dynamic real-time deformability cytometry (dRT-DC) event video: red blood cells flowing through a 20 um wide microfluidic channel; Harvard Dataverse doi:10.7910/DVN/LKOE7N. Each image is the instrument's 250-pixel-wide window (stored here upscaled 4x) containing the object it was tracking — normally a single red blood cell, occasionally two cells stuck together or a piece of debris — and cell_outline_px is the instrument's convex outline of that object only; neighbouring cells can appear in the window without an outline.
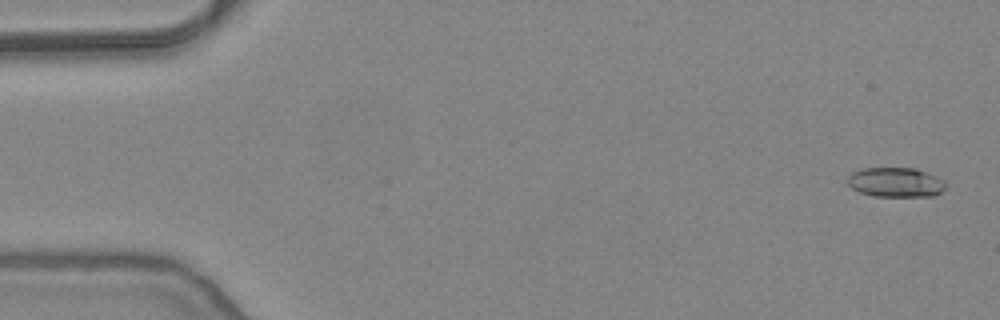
{"species": "common noctule bat (a hibernating species)", "species_latin": "Nyctalus noctula", "temperature_condition": "warm", "stored_images_in_passage": 50, "camera_frame_rate_fps": 3000, "um_per_image_px": 0.085, "animal": {"sex": "female", "body_mass_g": 24.6, "forearm_length_mm": 56.2}, "frame": {"image": 1, "passage_image": 2, "time_ms": 0.333, "image_size_px": [1000, 320], "cell_outline_px": [[944, 188], [936, 196], [876, 196], [860, 192], [852, 188], [848, 184], [848, 176], [852, 172], [864, 168], [916, 168], [936, 176], [944, 180]], "centroid_in_image_um": [76.13, 15.49], "position_along_channel_um": 8.9, "area_um2": 16.82}}
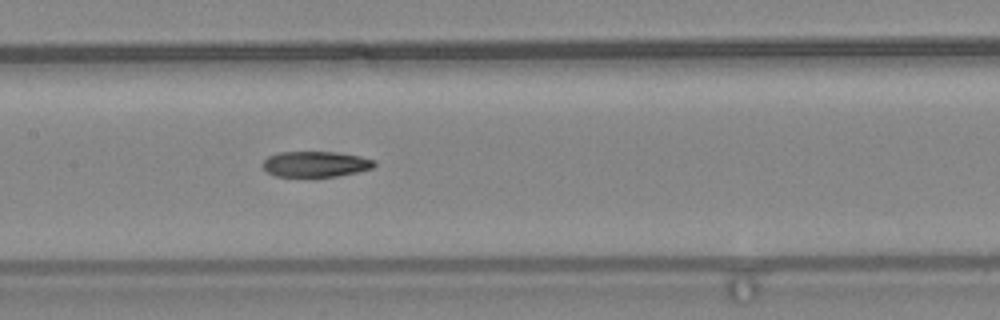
{"frame": {"image": 2, "passage_image": 26, "time_ms": 8.333, "image_size_px": [1000, 320], "cell_outline_px": [[376, 164], [372, 168], [356, 172], [336, 176], [276, 176], [268, 172], [264, 168], [264, 160], [268, 156], [280, 152], [332, 152], [360, 156], [376, 160]], "centroid_in_image_um": [26.84, 13.94], "position_along_channel_um": 180.6, "area_um2": 16.42}}
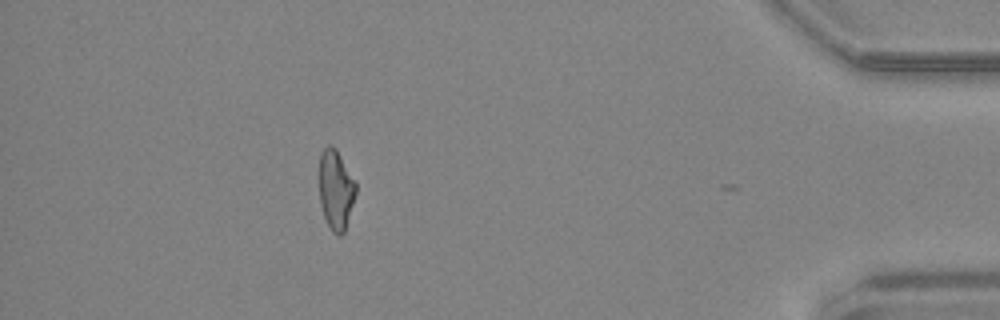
{"frame": {"image": 3, "passage_image": 48, "time_ms": 15.667, "image_size_px": [1000, 320], "cell_outline_px": [[356, 192], [344, 232], [340, 236], [336, 236], [332, 232], [324, 216], [320, 204], [320, 152], [328, 144], [332, 144], [336, 148], [356, 180]], "centroid_in_image_um": [28.55, 16.09], "position_along_channel_um": 406.6, "area_um2": 17.11}, "authors_computed_cell_mechanics": {"area_um2": 17.3689, "velocity_mm_per_s": 3.8441, "shape_relaxation_time_tau1_ms": null, "shape_relaxation_time_tau2_ms": 6.8383, "deformation_change_tau1": null, "deformation_change_tau2": 0.16}}